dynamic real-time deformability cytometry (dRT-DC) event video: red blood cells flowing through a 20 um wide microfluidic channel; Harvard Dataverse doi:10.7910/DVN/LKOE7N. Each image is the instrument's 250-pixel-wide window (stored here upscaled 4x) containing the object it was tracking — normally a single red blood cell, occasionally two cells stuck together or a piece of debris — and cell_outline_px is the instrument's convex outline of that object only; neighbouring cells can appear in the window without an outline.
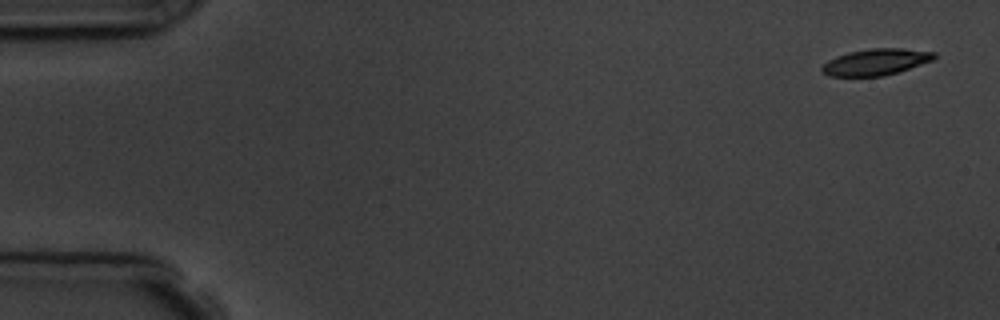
{"species": "common noctule bat (a hibernating species)", "species_latin": "Nyctalus noctula", "temperature_condition": "room temperature", "stored_images_in_passage": 5, "camera_frame_rate_fps": 3000, "um_per_image_px": 0.085, "animal": {"sex": "male", "body_mass_g": 19.5, "forearm_length_mm": 54.6}, "frame": {"image": 1, "passage_image": 5, "time_ms": 5.667, "image_size_px": [1000, 320], "cell_outline_px": [[936, 56], [932, 60], [884, 76], [828, 76], [820, 68], [828, 60], [836, 56], [848, 52], [868, 48], [900, 48], [936, 52]], "centroid_in_image_um": [74.42, 5.26], "position_along_channel_um": 10.6, "area_um2": 17.11}}